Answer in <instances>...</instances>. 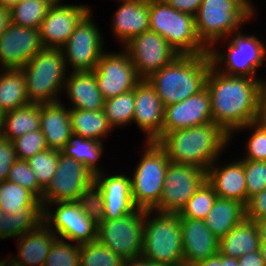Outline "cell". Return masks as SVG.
<instances>
[{"label":"cell","instance_id":"obj_1","mask_svg":"<svg viewBox=\"0 0 266 266\" xmlns=\"http://www.w3.org/2000/svg\"><path fill=\"white\" fill-rule=\"evenodd\" d=\"M263 81L264 78L227 75L211 65L205 87L211 98L213 123L230 136L236 129L258 121Z\"/></svg>","mask_w":266,"mask_h":266},{"label":"cell","instance_id":"obj_2","mask_svg":"<svg viewBox=\"0 0 266 266\" xmlns=\"http://www.w3.org/2000/svg\"><path fill=\"white\" fill-rule=\"evenodd\" d=\"M171 162L198 166L206 171L230 144V136L217 124L178 129L156 141Z\"/></svg>","mask_w":266,"mask_h":266},{"label":"cell","instance_id":"obj_3","mask_svg":"<svg viewBox=\"0 0 266 266\" xmlns=\"http://www.w3.org/2000/svg\"><path fill=\"white\" fill-rule=\"evenodd\" d=\"M211 65L209 53L179 55L170 64L153 72L147 81L166 107L202 91Z\"/></svg>","mask_w":266,"mask_h":266},{"label":"cell","instance_id":"obj_4","mask_svg":"<svg viewBox=\"0 0 266 266\" xmlns=\"http://www.w3.org/2000/svg\"><path fill=\"white\" fill-rule=\"evenodd\" d=\"M254 4L252 0H202L194 16L199 39L210 49L217 41L243 30L257 15Z\"/></svg>","mask_w":266,"mask_h":266},{"label":"cell","instance_id":"obj_5","mask_svg":"<svg viewBox=\"0 0 266 266\" xmlns=\"http://www.w3.org/2000/svg\"><path fill=\"white\" fill-rule=\"evenodd\" d=\"M257 36L256 33L247 34L240 30L217 41L209 49L212 65L227 75L263 78L258 76L257 71L266 61V40Z\"/></svg>","mask_w":266,"mask_h":266},{"label":"cell","instance_id":"obj_6","mask_svg":"<svg viewBox=\"0 0 266 266\" xmlns=\"http://www.w3.org/2000/svg\"><path fill=\"white\" fill-rule=\"evenodd\" d=\"M22 70L30 103L46 104L62 100L60 97L63 96L68 71L61 48H44Z\"/></svg>","mask_w":266,"mask_h":266},{"label":"cell","instance_id":"obj_7","mask_svg":"<svg viewBox=\"0 0 266 266\" xmlns=\"http://www.w3.org/2000/svg\"><path fill=\"white\" fill-rule=\"evenodd\" d=\"M142 256L154 265L183 263L179 214L145 211Z\"/></svg>","mask_w":266,"mask_h":266},{"label":"cell","instance_id":"obj_8","mask_svg":"<svg viewBox=\"0 0 266 266\" xmlns=\"http://www.w3.org/2000/svg\"><path fill=\"white\" fill-rule=\"evenodd\" d=\"M149 30L163 37L180 55L209 53L199 39L194 16L168 5L164 0L149 1Z\"/></svg>","mask_w":266,"mask_h":266},{"label":"cell","instance_id":"obj_9","mask_svg":"<svg viewBox=\"0 0 266 266\" xmlns=\"http://www.w3.org/2000/svg\"><path fill=\"white\" fill-rule=\"evenodd\" d=\"M143 146L140 160L130 173L131 194L138 209L153 210L160 202L170 160L156 141H144Z\"/></svg>","mask_w":266,"mask_h":266},{"label":"cell","instance_id":"obj_10","mask_svg":"<svg viewBox=\"0 0 266 266\" xmlns=\"http://www.w3.org/2000/svg\"><path fill=\"white\" fill-rule=\"evenodd\" d=\"M91 9L76 25L74 32L61 47L70 72H91L105 50L103 32L94 22ZM96 23V24H95ZM70 69V70H69Z\"/></svg>","mask_w":266,"mask_h":266},{"label":"cell","instance_id":"obj_11","mask_svg":"<svg viewBox=\"0 0 266 266\" xmlns=\"http://www.w3.org/2000/svg\"><path fill=\"white\" fill-rule=\"evenodd\" d=\"M43 222L59 239L77 245L97 240L98 227L83 212L77 201L47 204L43 208Z\"/></svg>","mask_w":266,"mask_h":266},{"label":"cell","instance_id":"obj_12","mask_svg":"<svg viewBox=\"0 0 266 266\" xmlns=\"http://www.w3.org/2000/svg\"><path fill=\"white\" fill-rule=\"evenodd\" d=\"M144 209H136L120 219L105 220L97 229V239L124 260L141 256Z\"/></svg>","mask_w":266,"mask_h":266},{"label":"cell","instance_id":"obj_13","mask_svg":"<svg viewBox=\"0 0 266 266\" xmlns=\"http://www.w3.org/2000/svg\"><path fill=\"white\" fill-rule=\"evenodd\" d=\"M164 180L160 202L153 211L179 214L206 180V171L198 166L170 161Z\"/></svg>","mask_w":266,"mask_h":266},{"label":"cell","instance_id":"obj_14","mask_svg":"<svg viewBox=\"0 0 266 266\" xmlns=\"http://www.w3.org/2000/svg\"><path fill=\"white\" fill-rule=\"evenodd\" d=\"M94 181L95 174L84 164L60 152L57 169L43 190L40 203L44 208L49 203L77 201L79 195Z\"/></svg>","mask_w":266,"mask_h":266},{"label":"cell","instance_id":"obj_15","mask_svg":"<svg viewBox=\"0 0 266 266\" xmlns=\"http://www.w3.org/2000/svg\"><path fill=\"white\" fill-rule=\"evenodd\" d=\"M122 49L128 54L142 79H147L180 55L163 37L151 30L134 36Z\"/></svg>","mask_w":266,"mask_h":266},{"label":"cell","instance_id":"obj_16","mask_svg":"<svg viewBox=\"0 0 266 266\" xmlns=\"http://www.w3.org/2000/svg\"><path fill=\"white\" fill-rule=\"evenodd\" d=\"M93 72L105 100L133 90L142 80L123 49L117 52L105 51Z\"/></svg>","mask_w":266,"mask_h":266},{"label":"cell","instance_id":"obj_17","mask_svg":"<svg viewBox=\"0 0 266 266\" xmlns=\"http://www.w3.org/2000/svg\"><path fill=\"white\" fill-rule=\"evenodd\" d=\"M56 0L38 28L44 48H61L76 25L91 10L88 4H69Z\"/></svg>","mask_w":266,"mask_h":266},{"label":"cell","instance_id":"obj_18","mask_svg":"<svg viewBox=\"0 0 266 266\" xmlns=\"http://www.w3.org/2000/svg\"><path fill=\"white\" fill-rule=\"evenodd\" d=\"M43 49L38 29L10 22L0 38V69L22 68Z\"/></svg>","mask_w":266,"mask_h":266},{"label":"cell","instance_id":"obj_19","mask_svg":"<svg viewBox=\"0 0 266 266\" xmlns=\"http://www.w3.org/2000/svg\"><path fill=\"white\" fill-rule=\"evenodd\" d=\"M134 116L133 122L142 134L146 135V142L157 141L162 136L165 107L156 94L154 87L142 79L134 88Z\"/></svg>","mask_w":266,"mask_h":266},{"label":"cell","instance_id":"obj_20","mask_svg":"<svg viewBox=\"0 0 266 266\" xmlns=\"http://www.w3.org/2000/svg\"><path fill=\"white\" fill-rule=\"evenodd\" d=\"M212 121L211 98L206 87L198 94L165 107L162 135Z\"/></svg>","mask_w":266,"mask_h":266},{"label":"cell","instance_id":"obj_21","mask_svg":"<svg viewBox=\"0 0 266 266\" xmlns=\"http://www.w3.org/2000/svg\"><path fill=\"white\" fill-rule=\"evenodd\" d=\"M57 239L56 234L42 222L36 229L15 239L17 255L1 258L0 266H43Z\"/></svg>","mask_w":266,"mask_h":266},{"label":"cell","instance_id":"obj_22","mask_svg":"<svg viewBox=\"0 0 266 266\" xmlns=\"http://www.w3.org/2000/svg\"><path fill=\"white\" fill-rule=\"evenodd\" d=\"M120 172L95 175V182L102 189L104 197L105 220L120 219L137 209L132 199L130 174L122 173V169Z\"/></svg>","mask_w":266,"mask_h":266},{"label":"cell","instance_id":"obj_23","mask_svg":"<svg viewBox=\"0 0 266 266\" xmlns=\"http://www.w3.org/2000/svg\"><path fill=\"white\" fill-rule=\"evenodd\" d=\"M220 158L206 170V181L215 190L218 198L234 199L246 205L244 160H229L227 163L220 161Z\"/></svg>","mask_w":266,"mask_h":266},{"label":"cell","instance_id":"obj_24","mask_svg":"<svg viewBox=\"0 0 266 266\" xmlns=\"http://www.w3.org/2000/svg\"><path fill=\"white\" fill-rule=\"evenodd\" d=\"M183 263L196 265L219 251V239L203 220L180 217Z\"/></svg>","mask_w":266,"mask_h":266},{"label":"cell","instance_id":"obj_25","mask_svg":"<svg viewBox=\"0 0 266 266\" xmlns=\"http://www.w3.org/2000/svg\"><path fill=\"white\" fill-rule=\"evenodd\" d=\"M118 2V8L114 11L109 25L113 38L123 46L134 36L149 30V1L119 0Z\"/></svg>","mask_w":266,"mask_h":266},{"label":"cell","instance_id":"obj_26","mask_svg":"<svg viewBox=\"0 0 266 266\" xmlns=\"http://www.w3.org/2000/svg\"><path fill=\"white\" fill-rule=\"evenodd\" d=\"M40 130L48 149L61 151L73 134L70 108L61 101L40 104Z\"/></svg>","mask_w":266,"mask_h":266},{"label":"cell","instance_id":"obj_27","mask_svg":"<svg viewBox=\"0 0 266 266\" xmlns=\"http://www.w3.org/2000/svg\"><path fill=\"white\" fill-rule=\"evenodd\" d=\"M63 93L68 98L70 109L87 111L103 110L104 101L93 71L68 72Z\"/></svg>","mask_w":266,"mask_h":266},{"label":"cell","instance_id":"obj_28","mask_svg":"<svg viewBox=\"0 0 266 266\" xmlns=\"http://www.w3.org/2000/svg\"><path fill=\"white\" fill-rule=\"evenodd\" d=\"M260 235L255 221L244 219L219 239V253L239 258L246 253L259 251Z\"/></svg>","mask_w":266,"mask_h":266},{"label":"cell","instance_id":"obj_29","mask_svg":"<svg viewBox=\"0 0 266 266\" xmlns=\"http://www.w3.org/2000/svg\"><path fill=\"white\" fill-rule=\"evenodd\" d=\"M245 218L244 204L234 199L217 197L203 221L210 231L221 239Z\"/></svg>","mask_w":266,"mask_h":266},{"label":"cell","instance_id":"obj_30","mask_svg":"<svg viewBox=\"0 0 266 266\" xmlns=\"http://www.w3.org/2000/svg\"><path fill=\"white\" fill-rule=\"evenodd\" d=\"M70 120L73 134L86 139L105 142L104 138L114 132L104 110L70 109Z\"/></svg>","mask_w":266,"mask_h":266},{"label":"cell","instance_id":"obj_31","mask_svg":"<svg viewBox=\"0 0 266 266\" xmlns=\"http://www.w3.org/2000/svg\"><path fill=\"white\" fill-rule=\"evenodd\" d=\"M40 129V104L26 106L5 112L0 135L11 142L31 131Z\"/></svg>","mask_w":266,"mask_h":266},{"label":"cell","instance_id":"obj_32","mask_svg":"<svg viewBox=\"0 0 266 266\" xmlns=\"http://www.w3.org/2000/svg\"><path fill=\"white\" fill-rule=\"evenodd\" d=\"M30 104L22 68L0 69V107L4 112Z\"/></svg>","mask_w":266,"mask_h":266},{"label":"cell","instance_id":"obj_33","mask_svg":"<svg viewBox=\"0 0 266 266\" xmlns=\"http://www.w3.org/2000/svg\"><path fill=\"white\" fill-rule=\"evenodd\" d=\"M104 143L97 140L86 139L79 135L72 134L68 143L63 147L61 153L72 157L76 161L84 164L93 174L107 172V169L101 168L100 159L104 155Z\"/></svg>","mask_w":266,"mask_h":266},{"label":"cell","instance_id":"obj_34","mask_svg":"<svg viewBox=\"0 0 266 266\" xmlns=\"http://www.w3.org/2000/svg\"><path fill=\"white\" fill-rule=\"evenodd\" d=\"M0 211L12 215L21 211H43V207L27 188L5 180L0 182Z\"/></svg>","mask_w":266,"mask_h":266},{"label":"cell","instance_id":"obj_35","mask_svg":"<svg viewBox=\"0 0 266 266\" xmlns=\"http://www.w3.org/2000/svg\"><path fill=\"white\" fill-rule=\"evenodd\" d=\"M43 222V211H21L8 214L0 211V241L17 239L36 229Z\"/></svg>","mask_w":266,"mask_h":266},{"label":"cell","instance_id":"obj_36","mask_svg":"<svg viewBox=\"0 0 266 266\" xmlns=\"http://www.w3.org/2000/svg\"><path fill=\"white\" fill-rule=\"evenodd\" d=\"M56 0L19 1L9 10L10 22L15 25L38 29Z\"/></svg>","mask_w":266,"mask_h":266},{"label":"cell","instance_id":"obj_37","mask_svg":"<svg viewBox=\"0 0 266 266\" xmlns=\"http://www.w3.org/2000/svg\"><path fill=\"white\" fill-rule=\"evenodd\" d=\"M134 89L104 101V112L112 129L132 125L134 116Z\"/></svg>","mask_w":266,"mask_h":266},{"label":"cell","instance_id":"obj_38","mask_svg":"<svg viewBox=\"0 0 266 266\" xmlns=\"http://www.w3.org/2000/svg\"><path fill=\"white\" fill-rule=\"evenodd\" d=\"M239 131H250L249 137L245 141L246 146H244L246 153L243 156L241 155L242 158L240 157V159L266 161V127L260 121L251 122L246 126L240 127L230 135V144L236 136L235 134H240Z\"/></svg>","mask_w":266,"mask_h":266},{"label":"cell","instance_id":"obj_39","mask_svg":"<svg viewBox=\"0 0 266 266\" xmlns=\"http://www.w3.org/2000/svg\"><path fill=\"white\" fill-rule=\"evenodd\" d=\"M125 260L98 239L80 245V266H124Z\"/></svg>","mask_w":266,"mask_h":266},{"label":"cell","instance_id":"obj_40","mask_svg":"<svg viewBox=\"0 0 266 266\" xmlns=\"http://www.w3.org/2000/svg\"><path fill=\"white\" fill-rule=\"evenodd\" d=\"M216 199L215 190L205 180L187 201L179 216L203 220L208 215Z\"/></svg>","mask_w":266,"mask_h":266},{"label":"cell","instance_id":"obj_41","mask_svg":"<svg viewBox=\"0 0 266 266\" xmlns=\"http://www.w3.org/2000/svg\"><path fill=\"white\" fill-rule=\"evenodd\" d=\"M55 149H45L34 154L26 161L31 167L38 184L45 189L50 183L55 171L57 169L59 153Z\"/></svg>","mask_w":266,"mask_h":266},{"label":"cell","instance_id":"obj_42","mask_svg":"<svg viewBox=\"0 0 266 266\" xmlns=\"http://www.w3.org/2000/svg\"><path fill=\"white\" fill-rule=\"evenodd\" d=\"M77 202L97 227L105 221L104 197L102 189L95 181L79 195Z\"/></svg>","mask_w":266,"mask_h":266},{"label":"cell","instance_id":"obj_43","mask_svg":"<svg viewBox=\"0 0 266 266\" xmlns=\"http://www.w3.org/2000/svg\"><path fill=\"white\" fill-rule=\"evenodd\" d=\"M43 266H80V245L58 238Z\"/></svg>","mask_w":266,"mask_h":266},{"label":"cell","instance_id":"obj_44","mask_svg":"<svg viewBox=\"0 0 266 266\" xmlns=\"http://www.w3.org/2000/svg\"><path fill=\"white\" fill-rule=\"evenodd\" d=\"M8 181L17 183L19 186L27 188L31 191L39 200L43 194V188L38 184V181L28 165L26 160L17 159L8 174Z\"/></svg>","mask_w":266,"mask_h":266},{"label":"cell","instance_id":"obj_45","mask_svg":"<svg viewBox=\"0 0 266 266\" xmlns=\"http://www.w3.org/2000/svg\"><path fill=\"white\" fill-rule=\"evenodd\" d=\"M248 199L266 189V161L244 160Z\"/></svg>","mask_w":266,"mask_h":266},{"label":"cell","instance_id":"obj_46","mask_svg":"<svg viewBox=\"0 0 266 266\" xmlns=\"http://www.w3.org/2000/svg\"><path fill=\"white\" fill-rule=\"evenodd\" d=\"M19 160H27L34 154L47 149L45 137L41 130L31 131L12 141Z\"/></svg>","mask_w":266,"mask_h":266},{"label":"cell","instance_id":"obj_47","mask_svg":"<svg viewBox=\"0 0 266 266\" xmlns=\"http://www.w3.org/2000/svg\"><path fill=\"white\" fill-rule=\"evenodd\" d=\"M16 160L14 144L0 135V182L7 180L11 166Z\"/></svg>","mask_w":266,"mask_h":266},{"label":"cell","instance_id":"obj_48","mask_svg":"<svg viewBox=\"0 0 266 266\" xmlns=\"http://www.w3.org/2000/svg\"><path fill=\"white\" fill-rule=\"evenodd\" d=\"M245 216L252 221L266 218V189L248 199L245 205Z\"/></svg>","mask_w":266,"mask_h":266},{"label":"cell","instance_id":"obj_49","mask_svg":"<svg viewBox=\"0 0 266 266\" xmlns=\"http://www.w3.org/2000/svg\"><path fill=\"white\" fill-rule=\"evenodd\" d=\"M168 5L183 13L195 16L202 0H164Z\"/></svg>","mask_w":266,"mask_h":266},{"label":"cell","instance_id":"obj_50","mask_svg":"<svg viewBox=\"0 0 266 266\" xmlns=\"http://www.w3.org/2000/svg\"><path fill=\"white\" fill-rule=\"evenodd\" d=\"M195 266H238V258L229 257L218 252Z\"/></svg>","mask_w":266,"mask_h":266},{"label":"cell","instance_id":"obj_51","mask_svg":"<svg viewBox=\"0 0 266 266\" xmlns=\"http://www.w3.org/2000/svg\"><path fill=\"white\" fill-rule=\"evenodd\" d=\"M238 266H266L260 250L246 253L238 258Z\"/></svg>","mask_w":266,"mask_h":266},{"label":"cell","instance_id":"obj_52","mask_svg":"<svg viewBox=\"0 0 266 266\" xmlns=\"http://www.w3.org/2000/svg\"><path fill=\"white\" fill-rule=\"evenodd\" d=\"M266 127V83L263 81L260 90L259 120Z\"/></svg>","mask_w":266,"mask_h":266},{"label":"cell","instance_id":"obj_53","mask_svg":"<svg viewBox=\"0 0 266 266\" xmlns=\"http://www.w3.org/2000/svg\"><path fill=\"white\" fill-rule=\"evenodd\" d=\"M124 266H154V264L141 255L125 260Z\"/></svg>","mask_w":266,"mask_h":266},{"label":"cell","instance_id":"obj_54","mask_svg":"<svg viewBox=\"0 0 266 266\" xmlns=\"http://www.w3.org/2000/svg\"><path fill=\"white\" fill-rule=\"evenodd\" d=\"M10 23L9 9L0 6V38Z\"/></svg>","mask_w":266,"mask_h":266},{"label":"cell","instance_id":"obj_55","mask_svg":"<svg viewBox=\"0 0 266 266\" xmlns=\"http://www.w3.org/2000/svg\"><path fill=\"white\" fill-rule=\"evenodd\" d=\"M257 226H258V230H259V235L261 240H266V218H262L258 221H255Z\"/></svg>","mask_w":266,"mask_h":266},{"label":"cell","instance_id":"obj_56","mask_svg":"<svg viewBox=\"0 0 266 266\" xmlns=\"http://www.w3.org/2000/svg\"><path fill=\"white\" fill-rule=\"evenodd\" d=\"M20 0H0V6L2 8L11 9L15 6Z\"/></svg>","mask_w":266,"mask_h":266},{"label":"cell","instance_id":"obj_57","mask_svg":"<svg viewBox=\"0 0 266 266\" xmlns=\"http://www.w3.org/2000/svg\"><path fill=\"white\" fill-rule=\"evenodd\" d=\"M260 253H261V256L265 262V265H266V240H261L260 241Z\"/></svg>","mask_w":266,"mask_h":266},{"label":"cell","instance_id":"obj_58","mask_svg":"<svg viewBox=\"0 0 266 266\" xmlns=\"http://www.w3.org/2000/svg\"><path fill=\"white\" fill-rule=\"evenodd\" d=\"M4 116H5V112L4 110L0 107V132H1V129L3 127V119H4Z\"/></svg>","mask_w":266,"mask_h":266},{"label":"cell","instance_id":"obj_59","mask_svg":"<svg viewBox=\"0 0 266 266\" xmlns=\"http://www.w3.org/2000/svg\"><path fill=\"white\" fill-rule=\"evenodd\" d=\"M176 266H195V265H189V264L182 263V264H178Z\"/></svg>","mask_w":266,"mask_h":266},{"label":"cell","instance_id":"obj_60","mask_svg":"<svg viewBox=\"0 0 266 266\" xmlns=\"http://www.w3.org/2000/svg\"><path fill=\"white\" fill-rule=\"evenodd\" d=\"M154 266H171V265H163V264H162V265H154Z\"/></svg>","mask_w":266,"mask_h":266}]
</instances>
